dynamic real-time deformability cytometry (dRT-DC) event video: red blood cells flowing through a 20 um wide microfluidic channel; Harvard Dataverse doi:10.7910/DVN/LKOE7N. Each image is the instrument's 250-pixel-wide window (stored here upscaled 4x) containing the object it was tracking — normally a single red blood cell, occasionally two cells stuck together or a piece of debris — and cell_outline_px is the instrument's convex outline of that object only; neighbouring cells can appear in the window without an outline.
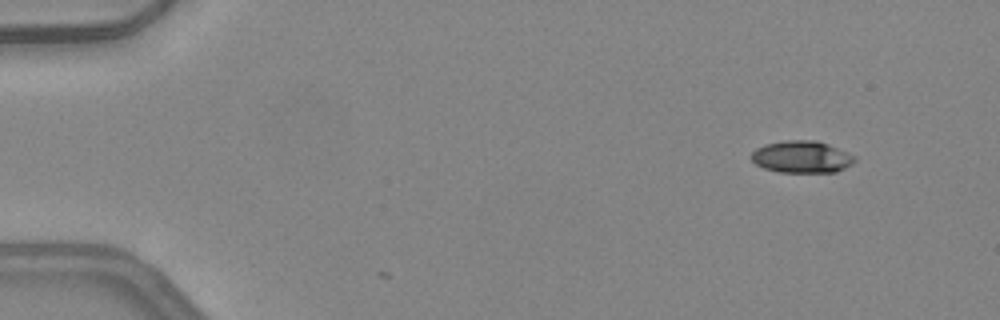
{"species": "common noctule bat (a hibernating species)", "species_latin": "Nyctalus noctula", "temperature_condition": "warm", "stored_images_in_passage": 3, "camera_frame_rate_fps": 3000, "um_per_image_px": 0.085, "animal": {"sex": "female", "body_mass_g": 24.6, "forearm_length_mm": 56.2}, "frame": {"image": 1, "passage_image": 1, "time_ms": 0.0, "image_size_px": [1000, 320], "cell_outline_px": [[856, 160], [852, 164], [836, 172], [780, 172], [764, 168], [756, 164], [752, 160], [752, 152], [756, 148], [764, 144], [784, 140], [816, 140], [828, 144], [856, 156]], "centroid_in_image_um": [68.15, 13.33], "position_along_channel_um": 16.8, "area_um2": 19.31}}